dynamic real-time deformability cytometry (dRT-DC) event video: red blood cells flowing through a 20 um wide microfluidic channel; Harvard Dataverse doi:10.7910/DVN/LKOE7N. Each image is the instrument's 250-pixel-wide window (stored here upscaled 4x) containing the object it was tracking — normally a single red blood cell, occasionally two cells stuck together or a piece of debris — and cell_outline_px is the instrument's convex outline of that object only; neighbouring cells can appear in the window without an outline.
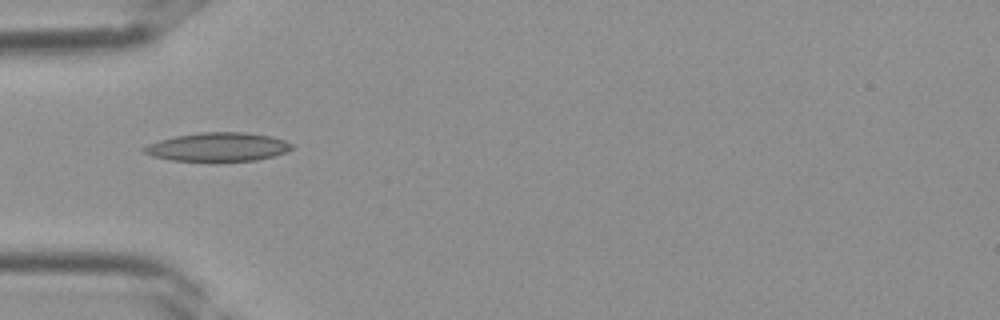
{"species": "Egyptian fruit bat (a non-hibernating species)", "species_latin": "Rousettus aegyptiacus", "temperature_condition": "room temperature", "stored_images_in_passage": 26, "camera_frame_rate_fps": 3000, "um_per_image_px": 0.085, "frame": {"image": 1, "passage_image": 1, "time_ms": 0.0, "image_size_px": [1000, 320], "cell_outline_px": [[292, 148], [284, 152], [272, 156], [256, 160], [216, 164], [208, 164], [172, 160], [152, 156], [144, 152], [140, 148], [148, 144], [160, 140], [176, 136], [200, 132], [244, 132], [272, 136], [284, 140], [292, 144]], "centroid_in_image_um": [18.48, 12.54], "position_along_channel_um": 66.5, "area_um2": 25.61}}
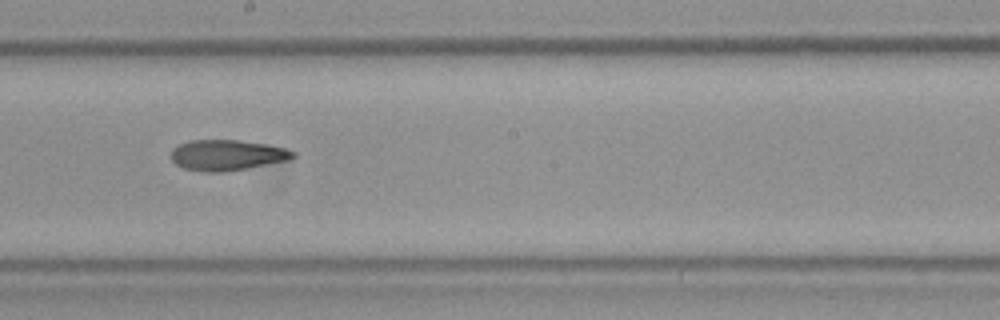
{"frame": {"image": 2, "passage_image": 10, "time_ms": 3.0, "image_size_px": [1000, 320], "cell_outline_px": [[296, 156], [292, 160], [224, 172], [208, 172], [184, 168], [176, 164], [172, 160], [172, 148], [188, 140], [240, 140], [264, 144], [284, 148], [296, 152]], "centroid_in_image_um": [19.33, 13.18], "position_along_channel_um": 228.9, "area_um2": 21.79}}
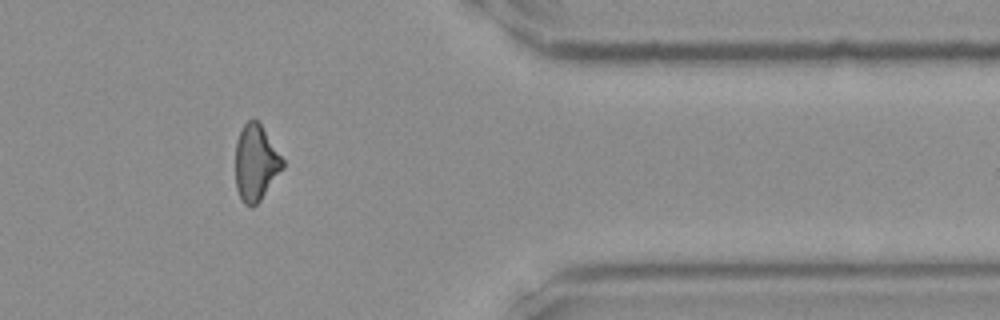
{"frame": {"image": 3, "passage_image": 20, "time_ms": 6.333, "image_size_px": [1000, 320], "cell_outline_px": [[284, 168], [260, 200], [252, 208], [244, 204], [240, 200], [236, 188], [236, 140], [240, 128], [248, 120], [256, 120], [260, 124], [284, 160]], "centroid_in_image_um": [21.73, 13.86], "position_along_channel_um": 389.7, "area_um2": 20.92}}